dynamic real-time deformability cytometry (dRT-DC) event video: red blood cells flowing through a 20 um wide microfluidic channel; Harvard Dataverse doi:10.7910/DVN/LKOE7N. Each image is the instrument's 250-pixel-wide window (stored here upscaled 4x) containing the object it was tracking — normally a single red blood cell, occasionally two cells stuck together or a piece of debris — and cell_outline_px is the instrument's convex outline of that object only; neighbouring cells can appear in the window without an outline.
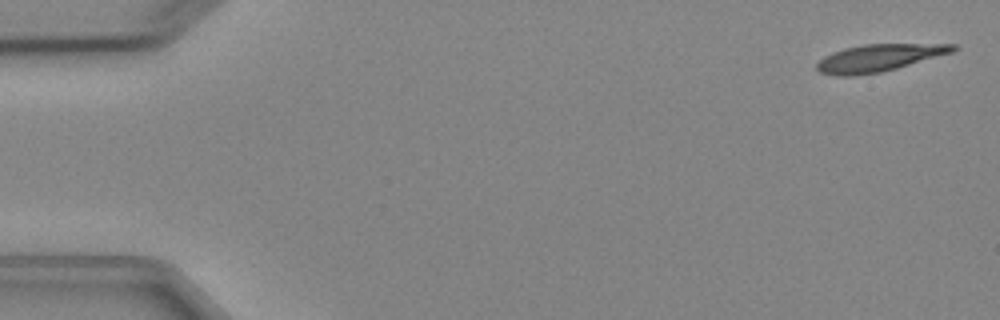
{"species": "Egyptian fruit bat (a non-hibernating species)", "species_latin": "Rousettus aegyptiacus", "temperature_condition": "cold", "stored_images_in_passage": 5, "camera_frame_rate_fps": 3000, "um_per_image_px": 0.085, "animal": {"sex": "female"}, "frame": {"image": 1, "passage_image": 1, "time_ms": 0.0, "image_size_px": [1000, 320], "cell_outline_px": [[960, 48], [952, 52], [896, 68], [880, 72], [852, 76], [836, 76], [820, 72], [816, 68], [816, 64], [824, 56], [832, 52], [844, 48], [864, 44], [956, 44]], "centroid_in_image_um": [74.68, 4.91], "position_along_channel_um": 10.3, "area_um2": 21.44}}
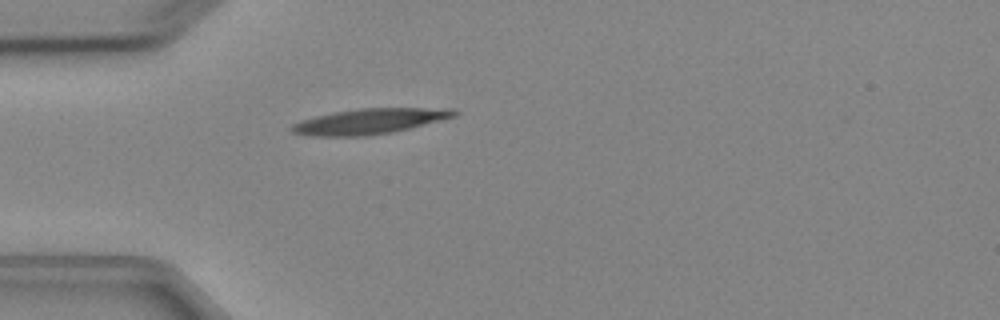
{"frame": {"image": 2, "passage_image": 5, "time_ms": 4.333, "image_size_px": [1000, 320], "cell_outline_px": [[460, 112], [456, 116], [392, 132], [364, 136], [304, 136], [292, 132], [288, 128], [292, 124], [300, 120], [332, 112], [360, 108], [456, 108]], "centroid_in_image_um": [31.38, 10.3], "position_along_channel_um": 53.6, "area_um2": 24.22}}